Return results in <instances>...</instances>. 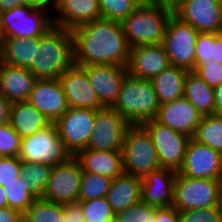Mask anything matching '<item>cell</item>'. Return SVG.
Returning a JSON list of instances; mask_svg holds the SVG:
<instances>
[{
    "instance_id": "obj_1",
    "label": "cell",
    "mask_w": 222,
    "mask_h": 222,
    "mask_svg": "<svg viewBox=\"0 0 222 222\" xmlns=\"http://www.w3.org/2000/svg\"><path fill=\"white\" fill-rule=\"evenodd\" d=\"M73 64L127 66L130 47L120 21L99 18L72 30Z\"/></svg>"
},
{
    "instance_id": "obj_2",
    "label": "cell",
    "mask_w": 222,
    "mask_h": 222,
    "mask_svg": "<svg viewBox=\"0 0 222 222\" xmlns=\"http://www.w3.org/2000/svg\"><path fill=\"white\" fill-rule=\"evenodd\" d=\"M72 64V31L52 26L39 37V45H34V62L27 69L36 79H59Z\"/></svg>"
},
{
    "instance_id": "obj_3",
    "label": "cell",
    "mask_w": 222,
    "mask_h": 222,
    "mask_svg": "<svg viewBox=\"0 0 222 222\" xmlns=\"http://www.w3.org/2000/svg\"><path fill=\"white\" fill-rule=\"evenodd\" d=\"M160 103L151 80L127 75L112 106L130 125L155 120Z\"/></svg>"
},
{
    "instance_id": "obj_4",
    "label": "cell",
    "mask_w": 222,
    "mask_h": 222,
    "mask_svg": "<svg viewBox=\"0 0 222 222\" xmlns=\"http://www.w3.org/2000/svg\"><path fill=\"white\" fill-rule=\"evenodd\" d=\"M170 13L142 2L121 21L129 47L162 45Z\"/></svg>"
},
{
    "instance_id": "obj_5",
    "label": "cell",
    "mask_w": 222,
    "mask_h": 222,
    "mask_svg": "<svg viewBox=\"0 0 222 222\" xmlns=\"http://www.w3.org/2000/svg\"><path fill=\"white\" fill-rule=\"evenodd\" d=\"M121 151L125 174L143 178L160 168L155 146L142 125H130L127 128Z\"/></svg>"
},
{
    "instance_id": "obj_6",
    "label": "cell",
    "mask_w": 222,
    "mask_h": 222,
    "mask_svg": "<svg viewBox=\"0 0 222 222\" xmlns=\"http://www.w3.org/2000/svg\"><path fill=\"white\" fill-rule=\"evenodd\" d=\"M172 206L179 212L222 206V180L190 178L177 173Z\"/></svg>"
},
{
    "instance_id": "obj_7",
    "label": "cell",
    "mask_w": 222,
    "mask_h": 222,
    "mask_svg": "<svg viewBox=\"0 0 222 222\" xmlns=\"http://www.w3.org/2000/svg\"><path fill=\"white\" fill-rule=\"evenodd\" d=\"M50 8L21 5L0 12V37L39 38L53 25Z\"/></svg>"
},
{
    "instance_id": "obj_8",
    "label": "cell",
    "mask_w": 222,
    "mask_h": 222,
    "mask_svg": "<svg viewBox=\"0 0 222 222\" xmlns=\"http://www.w3.org/2000/svg\"><path fill=\"white\" fill-rule=\"evenodd\" d=\"M21 161L50 165L66 162L71 153L65 148L54 123H50L34 135L21 138Z\"/></svg>"
},
{
    "instance_id": "obj_9",
    "label": "cell",
    "mask_w": 222,
    "mask_h": 222,
    "mask_svg": "<svg viewBox=\"0 0 222 222\" xmlns=\"http://www.w3.org/2000/svg\"><path fill=\"white\" fill-rule=\"evenodd\" d=\"M197 34L195 28L177 16L169 17L162 45L168 55L170 66L181 67L188 71L194 70Z\"/></svg>"
},
{
    "instance_id": "obj_10",
    "label": "cell",
    "mask_w": 222,
    "mask_h": 222,
    "mask_svg": "<svg viewBox=\"0 0 222 222\" xmlns=\"http://www.w3.org/2000/svg\"><path fill=\"white\" fill-rule=\"evenodd\" d=\"M142 126L152 139L160 167L178 172L182 167L186 148L191 138L155 120L147 121Z\"/></svg>"
},
{
    "instance_id": "obj_11",
    "label": "cell",
    "mask_w": 222,
    "mask_h": 222,
    "mask_svg": "<svg viewBox=\"0 0 222 222\" xmlns=\"http://www.w3.org/2000/svg\"><path fill=\"white\" fill-rule=\"evenodd\" d=\"M95 109L71 108L54 122L65 148L74 156L89 143L95 124Z\"/></svg>"
},
{
    "instance_id": "obj_12",
    "label": "cell",
    "mask_w": 222,
    "mask_h": 222,
    "mask_svg": "<svg viewBox=\"0 0 222 222\" xmlns=\"http://www.w3.org/2000/svg\"><path fill=\"white\" fill-rule=\"evenodd\" d=\"M81 178L82 170L74 156L66 162L56 164L51 168L41 199L57 204L78 202Z\"/></svg>"
},
{
    "instance_id": "obj_13",
    "label": "cell",
    "mask_w": 222,
    "mask_h": 222,
    "mask_svg": "<svg viewBox=\"0 0 222 222\" xmlns=\"http://www.w3.org/2000/svg\"><path fill=\"white\" fill-rule=\"evenodd\" d=\"M130 124L113 108L96 109L94 130L87 149L121 151L123 137Z\"/></svg>"
},
{
    "instance_id": "obj_14",
    "label": "cell",
    "mask_w": 222,
    "mask_h": 222,
    "mask_svg": "<svg viewBox=\"0 0 222 222\" xmlns=\"http://www.w3.org/2000/svg\"><path fill=\"white\" fill-rule=\"evenodd\" d=\"M177 173L190 178L222 180V154L191 138Z\"/></svg>"
},
{
    "instance_id": "obj_15",
    "label": "cell",
    "mask_w": 222,
    "mask_h": 222,
    "mask_svg": "<svg viewBox=\"0 0 222 222\" xmlns=\"http://www.w3.org/2000/svg\"><path fill=\"white\" fill-rule=\"evenodd\" d=\"M100 103L112 107L118 98L122 83L128 75L127 66L94 64L82 66Z\"/></svg>"
},
{
    "instance_id": "obj_16",
    "label": "cell",
    "mask_w": 222,
    "mask_h": 222,
    "mask_svg": "<svg viewBox=\"0 0 222 222\" xmlns=\"http://www.w3.org/2000/svg\"><path fill=\"white\" fill-rule=\"evenodd\" d=\"M175 16L198 32L222 33V0H184Z\"/></svg>"
},
{
    "instance_id": "obj_17",
    "label": "cell",
    "mask_w": 222,
    "mask_h": 222,
    "mask_svg": "<svg viewBox=\"0 0 222 222\" xmlns=\"http://www.w3.org/2000/svg\"><path fill=\"white\" fill-rule=\"evenodd\" d=\"M65 93L68 107L98 109L104 107L90 85L82 66L72 64L58 79Z\"/></svg>"
},
{
    "instance_id": "obj_18",
    "label": "cell",
    "mask_w": 222,
    "mask_h": 222,
    "mask_svg": "<svg viewBox=\"0 0 222 222\" xmlns=\"http://www.w3.org/2000/svg\"><path fill=\"white\" fill-rule=\"evenodd\" d=\"M27 101L54 123L67 109V101L58 79H36Z\"/></svg>"
},
{
    "instance_id": "obj_19",
    "label": "cell",
    "mask_w": 222,
    "mask_h": 222,
    "mask_svg": "<svg viewBox=\"0 0 222 222\" xmlns=\"http://www.w3.org/2000/svg\"><path fill=\"white\" fill-rule=\"evenodd\" d=\"M170 66L163 45H137L130 47L127 64L128 74L151 80Z\"/></svg>"
},
{
    "instance_id": "obj_20",
    "label": "cell",
    "mask_w": 222,
    "mask_h": 222,
    "mask_svg": "<svg viewBox=\"0 0 222 222\" xmlns=\"http://www.w3.org/2000/svg\"><path fill=\"white\" fill-rule=\"evenodd\" d=\"M201 118L197 109L185 97H181L161 104L155 121L192 138Z\"/></svg>"
},
{
    "instance_id": "obj_21",
    "label": "cell",
    "mask_w": 222,
    "mask_h": 222,
    "mask_svg": "<svg viewBox=\"0 0 222 222\" xmlns=\"http://www.w3.org/2000/svg\"><path fill=\"white\" fill-rule=\"evenodd\" d=\"M177 171L162 168L141 178V201L156 208L173 205L174 181Z\"/></svg>"
},
{
    "instance_id": "obj_22",
    "label": "cell",
    "mask_w": 222,
    "mask_h": 222,
    "mask_svg": "<svg viewBox=\"0 0 222 222\" xmlns=\"http://www.w3.org/2000/svg\"><path fill=\"white\" fill-rule=\"evenodd\" d=\"M52 9L57 12L53 25L69 30L101 18L98 0H55Z\"/></svg>"
},
{
    "instance_id": "obj_23",
    "label": "cell",
    "mask_w": 222,
    "mask_h": 222,
    "mask_svg": "<svg viewBox=\"0 0 222 222\" xmlns=\"http://www.w3.org/2000/svg\"><path fill=\"white\" fill-rule=\"evenodd\" d=\"M35 81V76L27 68L0 61V94L8 102L27 101Z\"/></svg>"
},
{
    "instance_id": "obj_24",
    "label": "cell",
    "mask_w": 222,
    "mask_h": 222,
    "mask_svg": "<svg viewBox=\"0 0 222 222\" xmlns=\"http://www.w3.org/2000/svg\"><path fill=\"white\" fill-rule=\"evenodd\" d=\"M74 157L81 170L103 175L111 179L122 175V151H100L95 149L79 150Z\"/></svg>"
},
{
    "instance_id": "obj_25",
    "label": "cell",
    "mask_w": 222,
    "mask_h": 222,
    "mask_svg": "<svg viewBox=\"0 0 222 222\" xmlns=\"http://www.w3.org/2000/svg\"><path fill=\"white\" fill-rule=\"evenodd\" d=\"M141 178L123 173L112 179L106 199L116 214L141 200Z\"/></svg>"
},
{
    "instance_id": "obj_26",
    "label": "cell",
    "mask_w": 222,
    "mask_h": 222,
    "mask_svg": "<svg viewBox=\"0 0 222 222\" xmlns=\"http://www.w3.org/2000/svg\"><path fill=\"white\" fill-rule=\"evenodd\" d=\"M9 124L23 138L34 135L50 122L28 101H17L10 104Z\"/></svg>"
},
{
    "instance_id": "obj_27",
    "label": "cell",
    "mask_w": 222,
    "mask_h": 222,
    "mask_svg": "<svg viewBox=\"0 0 222 222\" xmlns=\"http://www.w3.org/2000/svg\"><path fill=\"white\" fill-rule=\"evenodd\" d=\"M0 40L1 62L21 68L34 62V45H39V38L0 37Z\"/></svg>"
},
{
    "instance_id": "obj_28",
    "label": "cell",
    "mask_w": 222,
    "mask_h": 222,
    "mask_svg": "<svg viewBox=\"0 0 222 222\" xmlns=\"http://www.w3.org/2000/svg\"><path fill=\"white\" fill-rule=\"evenodd\" d=\"M183 97L197 109L201 116L214 114V88L208 86L193 71H188L185 76Z\"/></svg>"
},
{
    "instance_id": "obj_29",
    "label": "cell",
    "mask_w": 222,
    "mask_h": 222,
    "mask_svg": "<svg viewBox=\"0 0 222 222\" xmlns=\"http://www.w3.org/2000/svg\"><path fill=\"white\" fill-rule=\"evenodd\" d=\"M187 72L181 67L169 66L151 79L160 105L183 97Z\"/></svg>"
},
{
    "instance_id": "obj_30",
    "label": "cell",
    "mask_w": 222,
    "mask_h": 222,
    "mask_svg": "<svg viewBox=\"0 0 222 222\" xmlns=\"http://www.w3.org/2000/svg\"><path fill=\"white\" fill-rule=\"evenodd\" d=\"M192 139L222 154V116H202Z\"/></svg>"
},
{
    "instance_id": "obj_31",
    "label": "cell",
    "mask_w": 222,
    "mask_h": 222,
    "mask_svg": "<svg viewBox=\"0 0 222 222\" xmlns=\"http://www.w3.org/2000/svg\"><path fill=\"white\" fill-rule=\"evenodd\" d=\"M195 45V67L212 61L222 64V33L198 32Z\"/></svg>"
},
{
    "instance_id": "obj_32",
    "label": "cell",
    "mask_w": 222,
    "mask_h": 222,
    "mask_svg": "<svg viewBox=\"0 0 222 222\" xmlns=\"http://www.w3.org/2000/svg\"><path fill=\"white\" fill-rule=\"evenodd\" d=\"M51 166L42 163L21 162L20 177L30 186V192L38 199L46 189Z\"/></svg>"
},
{
    "instance_id": "obj_33",
    "label": "cell",
    "mask_w": 222,
    "mask_h": 222,
    "mask_svg": "<svg viewBox=\"0 0 222 222\" xmlns=\"http://www.w3.org/2000/svg\"><path fill=\"white\" fill-rule=\"evenodd\" d=\"M7 195L8 207L24 214L37 199L31 192L30 186L20 176L16 180L2 186Z\"/></svg>"
},
{
    "instance_id": "obj_34",
    "label": "cell",
    "mask_w": 222,
    "mask_h": 222,
    "mask_svg": "<svg viewBox=\"0 0 222 222\" xmlns=\"http://www.w3.org/2000/svg\"><path fill=\"white\" fill-rule=\"evenodd\" d=\"M63 204L36 199L23 214V222H63Z\"/></svg>"
},
{
    "instance_id": "obj_35",
    "label": "cell",
    "mask_w": 222,
    "mask_h": 222,
    "mask_svg": "<svg viewBox=\"0 0 222 222\" xmlns=\"http://www.w3.org/2000/svg\"><path fill=\"white\" fill-rule=\"evenodd\" d=\"M112 179L103 175L82 170L78 201H86L106 197Z\"/></svg>"
},
{
    "instance_id": "obj_36",
    "label": "cell",
    "mask_w": 222,
    "mask_h": 222,
    "mask_svg": "<svg viewBox=\"0 0 222 222\" xmlns=\"http://www.w3.org/2000/svg\"><path fill=\"white\" fill-rule=\"evenodd\" d=\"M78 202L85 222H114L115 213L106 197Z\"/></svg>"
},
{
    "instance_id": "obj_37",
    "label": "cell",
    "mask_w": 222,
    "mask_h": 222,
    "mask_svg": "<svg viewBox=\"0 0 222 222\" xmlns=\"http://www.w3.org/2000/svg\"><path fill=\"white\" fill-rule=\"evenodd\" d=\"M101 18L122 21L141 3V0H98Z\"/></svg>"
},
{
    "instance_id": "obj_38",
    "label": "cell",
    "mask_w": 222,
    "mask_h": 222,
    "mask_svg": "<svg viewBox=\"0 0 222 222\" xmlns=\"http://www.w3.org/2000/svg\"><path fill=\"white\" fill-rule=\"evenodd\" d=\"M157 208L145 204L141 200L124 211L115 214L114 222H154Z\"/></svg>"
},
{
    "instance_id": "obj_39",
    "label": "cell",
    "mask_w": 222,
    "mask_h": 222,
    "mask_svg": "<svg viewBox=\"0 0 222 222\" xmlns=\"http://www.w3.org/2000/svg\"><path fill=\"white\" fill-rule=\"evenodd\" d=\"M21 137L9 123L0 125V156L18 157L20 153Z\"/></svg>"
},
{
    "instance_id": "obj_40",
    "label": "cell",
    "mask_w": 222,
    "mask_h": 222,
    "mask_svg": "<svg viewBox=\"0 0 222 222\" xmlns=\"http://www.w3.org/2000/svg\"><path fill=\"white\" fill-rule=\"evenodd\" d=\"M181 222H222V206L180 212Z\"/></svg>"
},
{
    "instance_id": "obj_41",
    "label": "cell",
    "mask_w": 222,
    "mask_h": 222,
    "mask_svg": "<svg viewBox=\"0 0 222 222\" xmlns=\"http://www.w3.org/2000/svg\"><path fill=\"white\" fill-rule=\"evenodd\" d=\"M193 72L212 88L222 83V64H218L215 61L199 63Z\"/></svg>"
},
{
    "instance_id": "obj_42",
    "label": "cell",
    "mask_w": 222,
    "mask_h": 222,
    "mask_svg": "<svg viewBox=\"0 0 222 222\" xmlns=\"http://www.w3.org/2000/svg\"><path fill=\"white\" fill-rule=\"evenodd\" d=\"M21 162L19 157L0 156V186H5L20 176Z\"/></svg>"
},
{
    "instance_id": "obj_43",
    "label": "cell",
    "mask_w": 222,
    "mask_h": 222,
    "mask_svg": "<svg viewBox=\"0 0 222 222\" xmlns=\"http://www.w3.org/2000/svg\"><path fill=\"white\" fill-rule=\"evenodd\" d=\"M63 222H85L79 202L63 204Z\"/></svg>"
},
{
    "instance_id": "obj_44",
    "label": "cell",
    "mask_w": 222,
    "mask_h": 222,
    "mask_svg": "<svg viewBox=\"0 0 222 222\" xmlns=\"http://www.w3.org/2000/svg\"><path fill=\"white\" fill-rule=\"evenodd\" d=\"M154 222H181L180 212L171 207L157 208L154 215Z\"/></svg>"
},
{
    "instance_id": "obj_45",
    "label": "cell",
    "mask_w": 222,
    "mask_h": 222,
    "mask_svg": "<svg viewBox=\"0 0 222 222\" xmlns=\"http://www.w3.org/2000/svg\"><path fill=\"white\" fill-rule=\"evenodd\" d=\"M184 0H145L144 2L157 7L160 10L166 11L171 15H175V13L181 8L182 2Z\"/></svg>"
},
{
    "instance_id": "obj_46",
    "label": "cell",
    "mask_w": 222,
    "mask_h": 222,
    "mask_svg": "<svg viewBox=\"0 0 222 222\" xmlns=\"http://www.w3.org/2000/svg\"><path fill=\"white\" fill-rule=\"evenodd\" d=\"M0 222H23V214L10 207L0 208Z\"/></svg>"
},
{
    "instance_id": "obj_47",
    "label": "cell",
    "mask_w": 222,
    "mask_h": 222,
    "mask_svg": "<svg viewBox=\"0 0 222 222\" xmlns=\"http://www.w3.org/2000/svg\"><path fill=\"white\" fill-rule=\"evenodd\" d=\"M10 102L0 94V125L9 123Z\"/></svg>"
},
{
    "instance_id": "obj_48",
    "label": "cell",
    "mask_w": 222,
    "mask_h": 222,
    "mask_svg": "<svg viewBox=\"0 0 222 222\" xmlns=\"http://www.w3.org/2000/svg\"><path fill=\"white\" fill-rule=\"evenodd\" d=\"M214 114L222 116V83L214 88Z\"/></svg>"
},
{
    "instance_id": "obj_49",
    "label": "cell",
    "mask_w": 222,
    "mask_h": 222,
    "mask_svg": "<svg viewBox=\"0 0 222 222\" xmlns=\"http://www.w3.org/2000/svg\"><path fill=\"white\" fill-rule=\"evenodd\" d=\"M55 0H22V5H29L34 8H53Z\"/></svg>"
},
{
    "instance_id": "obj_50",
    "label": "cell",
    "mask_w": 222,
    "mask_h": 222,
    "mask_svg": "<svg viewBox=\"0 0 222 222\" xmlns=\"http://www.w3.org/2000/svg\"><path fill=\"white\" fill-rule=\"evenodd\" d=\"M22 0H0V12L21 6Z\"/></svg>"
},
{
    "instance_id": "obj_51",
    "label": "cell",
    "mask_w": 222,
    "mask_h": 222,
    "mask_svg": "<svg viewBox=\"0 0 222 222\" xmlns=\"http://www.w3.org/2000/svg\"><path fill=\"white\" fill-rule=\"evenodd\" d=\"M8 207L7 195L4 188L0 186V208Z\"/></svg>"
}]
</instances>
